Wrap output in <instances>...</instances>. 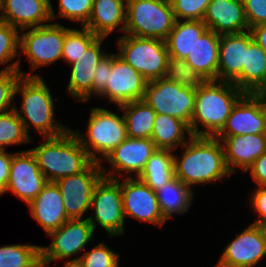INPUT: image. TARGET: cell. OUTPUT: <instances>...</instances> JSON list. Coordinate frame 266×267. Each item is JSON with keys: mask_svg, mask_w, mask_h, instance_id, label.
I'll return each mask as SVG.
<instances>
[{"mask_svg": "<svg viewBox=\"0 0 266 267\" xmlns=\"http://www.w3.org/2000/svg\"><path fill=\"white\" fill-rule=\"evenodd\" d=\"M179 159L173 155L174 177L191 189L193 184H208L230 175L221 141L216 137L191 136Z\"/></svg>", "mask_w": 266, "mask_h": 267, "instance_id": "1", "label": "cell"}, {"mask_svg": "<svg viewBox=\"0 0 266 267\" xmlns=\"http://www.w3.org/2000/svg\"><path fill=\"white\" fill-rule=\"evenodd\" d=\"M244 94L232 82L207 80L196 89L194 112L190 124L193 136L215 137L226 123L230 112ZM198 123L206 130L198 129Z\"/></svg>", "mask_w": 266, "mask_h": 267, "instance_id": "2", "label": "cell"}, {"mask_svg": "<svg viewBox=\"0 0 266 267\" xmlns=\"http://www.w3.org/2000/svg\"><path fill=\"white\" fill-rule=\"evenodd\" d=\"M44 139L30 150L48 182L80 173L93 162L70 128L60 136Z\"/></svg>", "mask_w": 266, "mask_h": 267, "instance_id": "3", "label": "cell"}, {"mask_svg": "<svg viewBox=\"0 0 266 267\" xmlns=\"http://www.w3.org/2000/svg\"><path fill=\"white\" fill-rule=\"evenodd\" d=\"M17 93L22 94V113L18 112L16 105L14 109L27 134L30 127L38 130L43 138L60 136L69 129L54 120V101L50 88L38 74L21 76L15 87V95Z\"/></svg>", "mask_w": 266, "mask_h": 267, "instance_id": "4", "label": "cell"}, {"mask_svg": "<svg viewBox=\"0 0 266 267\" xmlns=\"http://www.w3.org/2000/svg\"><path fill=\"white\" fill-rule=\"evenodd\" d=\"M176 22L170 0H127L125 33L165 41Z\"/></svg>", "mask_w": 266, "mask_h": 267, "instance_id": "5", "label": "cell"}, {"mask_svg": "<svg viewBox=\"0 0 266 267\" xmlns=\"http://www.w3.org/2000/svg\"><path fill=\"white\" fill-rule=\"evenodd\" d=\"M86 137L72 130L94 162H101L126 138L127 130L124 116L104 108H91ZM100 154L102 157H98Z\"/></svg>", "mask_w": 266, "mask_h": 267, "instance_id": "6", "label": "cell"}, {"mask_svg": "<svg viewBox=\"0 0 266 267\" xmlns=\"http://www.w3.org/2000/svg\"><path fill=\"white\" fill-rule=\"evenodd\" d=\"M119 54L148 82L163 78L169 53L165 41L125 34L119 37Z\"/></svg>", "mask_w": 266, "mask_h": 267, "instance_id": "7", "label": "cell"}, {"mask_svg": "<svg viewBox=\"0 0 266 267\" xmlns=\"http://www.w3.org/2000/svg\"><path fill=\"white\" fill-rule=\"evenodd\" d=\"M196 89L160 78L147 83L143 101L157 114H167L185 122L189 127L194 112Z\"/></svg>", "mask_w": 266, "mask_h": 267, "instance_id": "8", "label": "cell"}, {"mask_svg": "<svg viewBox=\"0 0 266 267\" xmlns=\"http://www.w3.org/2000/svg\"><path fill=\"white\" fill-rule=\"evenodd\" d=\"M26 29H29L26 33L20 30L19 54L26 55L32 70L62 59L65 33L69 28L58 23H47Z\"/></svg>", "mask_w": 266, "mask_h": 267, "instance_id": "9", "label": "cell"}, {"mask_svg": "<svg viewBox=\"0 0 266 267\" xmlns=\"http://www.w3.org/2000/svg\"><path fill=\"white\" fill-rule=\"evenodd\" d=\"M95 217H88L95 230L96 223L112 237L124 233V213L122 205L121 182L117 179L102 177L96 184L91 206Z\"/></svg>", "mask_w": 266, "mask_h": 267, "instance_id": "10", "label": "cell"}, {"mask_svg": "<svg viewBox=\"0 0 266 267\" xmlns=\"http://www.w3.org/2000/svg\"><path fill=\"white\" fill-rule=\"evenodd\" d=\"M101 164L93 161L84 171L56 181L63 197L64 209L70 219H82L91 208L94 188L104 176Z\"/></svg>", "mask_w": 266, "mask_h": 267, "instance_id": "11", "label": "cell"}, {"mask_svg": "<svg viewBox=\"0 0 266 267\" xmlns=\"http://www.w3.org/2000/svg\"><path fill=\"white\" fill-rule=\"evenodd\" d=\"M266 134V93H244L216 136Z\"/></svg>", "mask_w": 266, "mask_h": 267, "instance_id": "12", "label": "cell"}, {"mask_svg": "<svg viewBox=\"0 0 266 267\" xmlns=\"http://www.w3.org/2000/svg\"><path fill=\"white\" fill-rule=\"evenodd\" d=\"M94 229L88 219H69L57 230L51 231L53 241L49 247H40L41 258L50 264L54 260H64L84 251L93 239Z\"/></svg>", "mask_w": 266, "mask_h": 267, "instance_id": "13", "label": "cell"}, {"mask_svg": "<svg viewBox=\"0 0 266 267\" xmlns=\"http://www.w3.org/2000/svg\"><path fill=\"white\" fill-rule=\"evenodd\" d=\"M266 256V228L250 224L232 240L214 267H255Z\"/></svg>", "mask_w": 266, "mask_h": 267, "instance_id": "14", "label": "cell"}, {"mask_svg": "<svg viewBox=\"0 0 266 267\" xmlns=\"http://www.w3.org/2000/svg\"><path fill=\"white\" fill-rule=\"evenodd\" d=\"M148 81L118 54L113 53L112 69L108 73L105 89L98 95L109 102L122 105L143 99Z\"/></svg>", "mask_w": 266, "mask_h": 267, "instance_id": "15", "label": "cell"}, {"mask_svg": "<svg viewBox=\"0 0 266 267\" xmlns=\"http://www.w3.org/2000/svg\"><path fill=\"white\" fill-rule=\"evenodd\" d=\"M47 182L30 149L12 153L9 180L5 192L10 190L28 205L37 197Z\"/></svg>", "mask_w": 266, "mask_h": 267, "instance_id": "16", "label": "cell"}, {"mask_svg": "<svg viewBox=\"0 0 266 267\" xmlns=\"http://www.w3.org/2000/svg\"><path fill=\"white\" fill-rule=\"evenodd\" d=\"M121 194L124 217L130 216L159 227L166 222L159 208L156 191L138 177H126L121 183Z\"/></svg>", "mask_w": 266, "mask_h": 267, "instance_id": "17", "label": "cell"}, {"mask_svg": "<svg viewBox=\"0 0 266 267\" xmlns=\"http://www.w3.org/2000/svg\"><path fill=\"white\" fill-rule=\"evenodd\" d=\"M156 149L155 143L150 138L127 137L105 158L112 165V171L107 173L106 168L102 167V173L104 177L112 179H117L115 175L117 173L122 176L124 171L127 173V178L131 177L129 173L132 174V172L139 177Z\"/></svg>", "mask_w": 266, "mask_h": 267, "instance_id": "18", "label": "cell"}, {"mask_svg": "<svg viewBox=\"0 0 266 267\" xmlns=\"http://www.w3.org/2000/svg\"><path fill=\"white\" fill-rule=\"evenodd\" d=\"M252 40L250 30L220 35L218 81L232 82L242 90V65H245V50Z\"/></svg>", "mask_w": 266, "mask_h": 267, "instance_id": "19", "label": "cell"}, {"mask_svg": "<svg viewBox=\"0 0 266 267\" xmlns=\"http://www.w3.org/2000/svg\"><path fill=\"white\" fill-rule=\"evenodd\" d=\"M50 2V0H1V22L23 31L26 28L47 25L46 22L56 18Z\"/></svg>", "mask_w": 266, "mask_h": 267, "instance_id": "20", "label": "cell"}, {"mask_svg": "<svg viewBox=\"0 0 266 267\" xmlns=\"http://www.w3.org/2000/svg\"><path fill=\"white\" fill-rule=\"evenodd\" d=\"M223 146L226 165L231 173L240 167L244 172L266 152V134L215 136Z\"/></svg>", "mask_w": 266, "mask_h": 267, "instance_id": "21", "label": "cell"}, {"mask_svg": "<svg viewBox=\"0 0 266 267\" xmlns=\"http://www.w3.org/2000/svg\"><path fill=\"white\" fill-rule=\"evenodd\" d=\"M105 37H99L77 61L70 64L72 67L68 83V94L77 97L79 101L87 102L93 94V78L95 70L107 53L101 52V43Z\"/></svg>", "mask_w": 266, "mask_h": 267, "instance_id": "22", "label": "cell"}, {"mask_svg": "<svg viewBox=\"0 0 266 267\" xmlns=\"http://www.w3.org/2000/svg\"><path fill=\"white\" fill-rule=\"evenodd\" d=\"M28 206L32 218L42 226L47 235L70 219L64 209L63 197L56 182H47Z\"/></svg>", "mask_w": 266, "mask_h": 267, "instance_id": "23", "label": "cell"}, {"mask_svg": "<svg viewBox=\"0 0 266 267\" xmlns=\"http://www.w3.org/2000/svg\"><path fill=\"white\" fill-rule=\"evenodd\" d=\"M202 22L219 35L250 30L244 13L243 0H211Z\"/></svg>", "mask_w": 266, "mask_h": 267, "instance_id": "24", "label": "cell"}, {"mask_svg": "<svg viewBox=\"0 0 266 267\" xmlns=\"http://www.w3.org/2000/svg\"><path fill=\"white\" fill-rule=\"evenodd\" d=\"M220 35L207 29L184 59L205 80H218Z\"/></svg>", "mask_w": 266, "mask_h": 267, "instance_id": "25", "label": "cell"}, {"mask_svg": "<svg viewBox=\"0 0 266 267\" xmlns=\"http://www.w3.org/2000/svg\"><path fill=\"white\" fill-rule=\"evenodd\" d=\"M127 0H94L92 11L84 25L99 37H107L123 23L119 31L125 32Z\"/></svg>", "mask_w": 266, "mask_h": 267, "instance_id": "26", "label": "cell"}, {"mask_svg": "<svg viewBox=\"0 0 266 267\" xmlns=\"http://www.w3.org/2000/svg\"><path fill=\"white\" fill-rule=\"evenodd\" d=\"M242 91L266 93V51L254 39L245 50V65H242Z\"/></svg>", "mask_w": 266, "mask_h": 267, "instance_id": "27", "label": "cell"}, {"mask_svg": "<svg viewBox=\"0 0 266 267\" xmlns=\"http://www.w3.org/2000/svg\"><path fill=\"white\" fill-rule=\"evenodd\" d=\"M202 21L176 20L174 28L165 40L169 56L185 59L195 41L207 30Z\"/></svg>", "mask_w": 266, "mask_h": 267, "instance_id": "28", "label": "cell"}, {"mask_svg": "<svg viewBox=\"0 0 266 267\" xmlns=\"http://www.w3.org/2000/svg\"><path fill=\"white\" fill-rule=\"evenodd\" d=\"M185 132L188 133L189 138L192 136L190 128L185 122L167 114H156L150 139L155 143L157 149L173 151L187 142Z\"/></svg>", "mask_w": 266, "mask_h": 267, "instance_id": "29", "label": "cell"}, {"mask_svg": "<svg viewBox=\"0 0 266 267\" xmlns=\"http://www.w3.org/2000/svg\"><path fill=\"white\" fill-rule=\"evenodd\" d=\"M156 195L160 211L166 221L173 218V213L187 212L194 198L192 190L175 177L157 189Z\"/></svg>", "mask_w": 266, "mask_h": 267, "instance_id": "30", "label": "cell"}, {"mask_svg": "<svg viewBox=\"0 0 266 267\" xmlns=\"http://www.w3.org/2000/svg\"><path fill=\"white\" fill-rule=\"evenodd\" d=\"M124 111L128 138H151L156 112L145 101L136 100L119 105Z\"/></svg>", "mask_w": 266, "mask_h": 267, "instance_id": "31", "label": "cell"}, {"mask_svg": "<svg viewBox=\"0 0 266 267\" xmlns=\"http://www.w3.org/2000/svg\"><path fill=\"white\" fill-rule=\"evenodd\" d=\"M171 150L156 149L138 177L154 191L174 178V162Z\"/></svg>", "mask_w": 266, "mask_h": 267, "instance_id": "32", "label": "cell"}, {"mask_svg": "<svg viewBox=\"0 0 266 267\" xmlns=\"http://www.w3.org/2000/svg\"><path fill=\"white\" fill-rule=\"evenodd\" d=\"M40 258L38 245L14 244L0 247V267H31Z\"/></svg>", "mask_w": 266, "mask_h": 267, "instance_id": "33", "label": "cell"}, {"mask_svg": "<svg viewBox=\"0 0 266 267\" xmlns=\"http://www.w3.org/2000/svg\"><path fill=\"white\" fill-rule=\"evenodd\" d=\"M82 30L69 28L65 33L62 59L68 64H72L85 52L99 36L92 33L87 27L82 26Z\"/></svg>", "mask_w": 266, "mask_h": 267, "instance_id": "34", "label": "cell"}, {"mask_svg": "<svg viewBox=\"0 0 266 267\" xmlns=\"http://www.w3.org/2000/svg\"><path fill=\"white\" fill-rule=\"evenodd\" d=\"M163 78L178 83L182 87L197 89L206 80L194 70L184 59L169 56Z\"/></svg>", "mask_w": 266, "mask_h": 267, "instance_id": "35", "label": "cell"}, {"mask_svg": "<svg viewBox=\"0 0 266 267\" xmlns=\"http://www.w3.org/2000/svg\"><path fill=\"white\" fill-rule=\"evenodd\" d=\"M24 124L19 119L15 109L0 114V149L7 145L31 142Z\"/></svg>", "mask_w": 266, "mask_h": 267, "instance_id": "36", "label": "cell"}, {"mask_svg": "<svg viewBox=\"0 0 266 267\" xmlns=\"http://www.w3.org/2000/svg\"><path fill=\"white\" fill-rule=\"evenodd\" d=\"M66 264H75L77 267H119V255L101 242L82 256L66 260Z\"/></svg>", "mask_w": 266, "mask_h": 267, "instance_id": "37", "label": "cell"}, {"mask_svg": "<svg viewBox=\"0 0 266 267\" xmlns=\"http://www.w3.org/2000/svg\"><path fill=\"white\" fill-rule=\"evenodd\" d=\"M20 60L6 66L0 70V114L10 111L13 98L15 97V87L21 76L25 77L26 73L20 72Z\"/></svg>", "mask_w": 266, "mask_h": 267, "instance_id": "38", "label": "cell"}, {"mask_svg": "<svg viewBox=\"0 0 266 267\" xmlns=\"http://www.w3.org/2000/svg\"><path fill=\"white\" fill-rule=\"evenodd\" d=\"M18 28L0 22V64H7L19 55L17 51L20 44Z\"/></svg>", "mask_w": 266, "mask_h": 267, "instance_id": "39", "label": "cell"}, {"mask_svg": "<svg viewBox=\"0 0 266 267\" xmlns=\"http://www.w3.org/2000/svg\"><path fill=\"white\" fill-rule=\"evenodd\" d=\"M94 0H59V15L84 26L91 14Z\"/></svg>", "mask_w": 266, "mask_h": 267, "instance_id": "40", "label": "cell"}, {"mask_svg": "<svg viewBox=\"0 0 266 267\" xmlns=\"http://www.w3.org/2000/svg\"><path fill=\"white\" fill-rule=\"evenodd\" d=\"M176 20L202 21L211 0H170Z\"/></svg>", "mask_w": 266, "mask_h": 267, "instance_id": "41", "label": "cell"}, {"mask_svg": "<svg viewBox=\"0 0 266 267\" xmlns=\"http://www.w3.org/2000/svg\"><path fill=\"white\" fill-rule=\"evenodd\" d=\"M243 5L249 29L266 23V0H243Z\"/></svg>", "mask_w": 266, "mask_h": 267, "instance_id": "42", "label": "cell"}, {"mask_svg": "<svg viewBox=\"0 0 266 267\" xmlns=\"http://www.w3.org/2000/svg\"><path fill=\"white\" fill-rule=\"evenodd\" d=\"M113 54H106L99 62L93 78V94L99 95L106 87L108 73L112 69Z\"/></svg>", "mask_w": 266, "mask_h": 267, "instance_id": "43", "label": "cell"}, {"mask_svg": "<svg viewBox=\"0 0 266 267\" xmlns=\"http://www.w3.org/2000/svg\"><path fill=\"white\" fill-rule=\"evenodd\" d=\"M254 191L250 202L259 219L252 224L266 228V186H258Z\"/></svg>", "mask_w": 266, "mask_h": 267, "instance_id": "44", "label": "cell"}, {"mask_svg": "<svg viewBox=\"0 0 266 267\" xmlns=\"http://www.w3.org/2000/svg\"><path fill=\"white\" fill-rule=\"evenodd\" d=\"M248 170L257 186H266V152L255 160Z\"/></svg>", "mask_w": 266, "mask_h": 267, "instance_id": "45", "label": "cell"}, {"mask_svg": "<svg viewBox=\"0 0 266 267\" xmlns=\"http://www.w3.org/2000/svg\"><path fill=\"white\" fill-rule=\"evenodd\" d=\"M4 151V149H0V195L5 193L12 161V153Z\"/></svg>", "mask_w": 266, "mask_h": 267, "instance_id": "46", "label": "cell"}, {"mask_svg": "<svg viewBox=\"0 0 266 267\" xmlns=\"http://www.w3.org/2000/svg\"><path fill=\"white\" fill-rule=\"evenodd\" d=\"M250 32L255 42L266 51V23L250 28Z\"/></svg>", "mask_w": 266, "mask_h": 267, "instance_id": "47", "label": "cell"}, {"mask_svg": "<svg viewBox=\"0 0 266 267\" xmlns=\"http://www.w3.org/2000/svg\"><path fill=\"white\" fill-rule=\"evenodd\" d=\"M45 265L48 266V263L44 261L42 258H40L35 264H33L31 267H45Z\"/></svg>", "mask_w": 266, "mask_h": 267, "instance_id": "48", "label": "cell"}, {"mask_svg": "<svg viewBox=\"0 0 266 267\" xmlns=\"http://www.w3.org/2000/svg\"><path fill=\"white\" fill-rule=\"evenodd\" d=\"M49 267V266H48ZM64 267H77L75 264H66L64 265Z\"/></svg>", "mask_w": 266, "mask_h": 267, "instance_id": "49", "label": "cell"}, {"mask_svg": "<svg viewBox=\"0 0 266 267\" xmlns=\"http://www.w3.org/2000/svg\"><path fill=\"white\" fill-rule=\"evenodd\" d=\"M0 11H1V0H0ZM0 22H1V15H0Z\"/></svg>", "mask_w": 266, "mask_h": 267, "instance_id": "50", "label": "cell"}]
</instances>
